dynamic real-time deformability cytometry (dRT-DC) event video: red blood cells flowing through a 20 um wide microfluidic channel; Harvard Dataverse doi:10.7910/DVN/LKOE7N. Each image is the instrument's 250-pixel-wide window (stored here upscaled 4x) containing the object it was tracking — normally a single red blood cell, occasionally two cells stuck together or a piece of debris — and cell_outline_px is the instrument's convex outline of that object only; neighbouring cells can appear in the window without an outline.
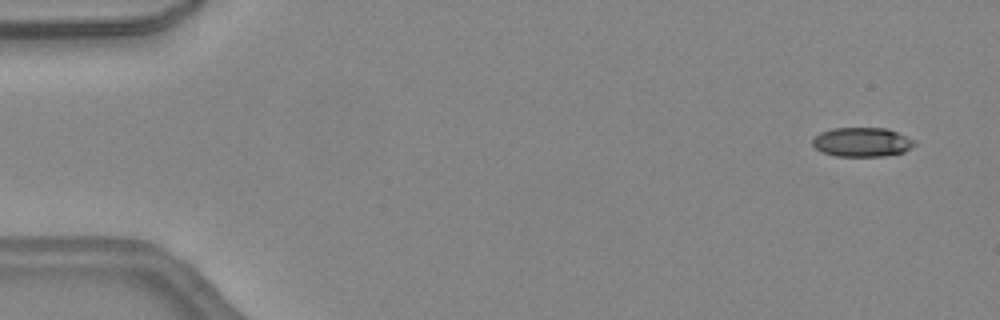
{"species": "common noctule bat (a hibernating species)", "species_latin": "Nyctalus noctula", "temperature_condition": "warm", "stored_images_in_passage": 13, "camera_frame_rate_fps": 3000, "um_per_image_px": 0.085, "animal": {"sex": "female", "body_mass_g": 24.6, "forearm_length_mm": 56.2}, "frame": {"image": 1, "passage_image": 3, "time_ms": 0.667, "image_size_px": [1000, 320], "cell_outline_px": [[916, 144], [904, 152], [884, 156], [836, 156], [820, 152], [812, 144], [812, 140], [820, 132], [832, 128], [888, 128], [916, 140]], "centroid_in_image_um": [73.28, 12.08], "position_along_channel_um": 11.7, "area_um2": 17.51}}